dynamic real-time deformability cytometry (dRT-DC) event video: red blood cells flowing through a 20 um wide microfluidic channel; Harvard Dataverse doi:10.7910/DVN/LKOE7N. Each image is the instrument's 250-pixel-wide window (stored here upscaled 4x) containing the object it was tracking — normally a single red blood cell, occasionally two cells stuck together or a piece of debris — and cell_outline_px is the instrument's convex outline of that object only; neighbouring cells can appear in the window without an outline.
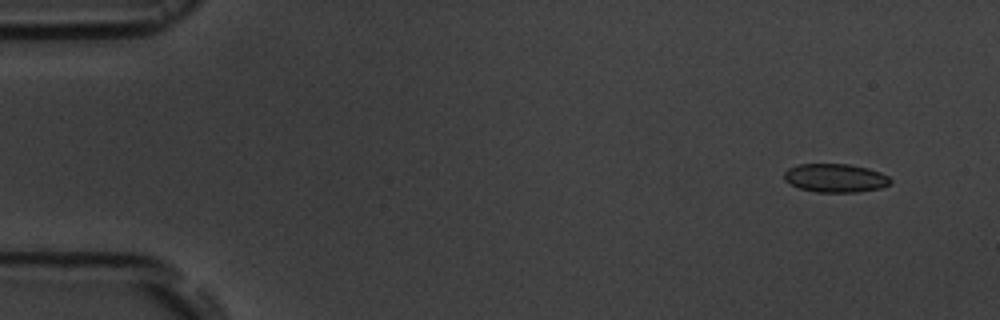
{"species": "common noctule bat (a hibernating species)", "species_latin": "Nyctalus noctula", "temperature_condition": "room temperature", "stored_images_in_passage": 6, "camera_frame_rate_fps": 3000, "um_per_image_px": 0.085, "animal": {"sex": "male", "body_mass_g": 19.5, "forearm_length_mm": 54.6}, "frame": {"image": 1, "passage_image": 2, "time_ms": 1.333, "image_size_px": [1000, 320], "cell_outline_px": [[892, 180], [888, 184], [880, 188], [856, 192], [816, 192], [800, 188], [784, 180], [784, 172], [788, 168], [796, 164], [848, 164], [868, 168], [880, 172], [888, 176]], "centroid_in_image_um": [70.99, 15.12], "position_along_channel_um": 14.0, "area_um2": 17.63}}